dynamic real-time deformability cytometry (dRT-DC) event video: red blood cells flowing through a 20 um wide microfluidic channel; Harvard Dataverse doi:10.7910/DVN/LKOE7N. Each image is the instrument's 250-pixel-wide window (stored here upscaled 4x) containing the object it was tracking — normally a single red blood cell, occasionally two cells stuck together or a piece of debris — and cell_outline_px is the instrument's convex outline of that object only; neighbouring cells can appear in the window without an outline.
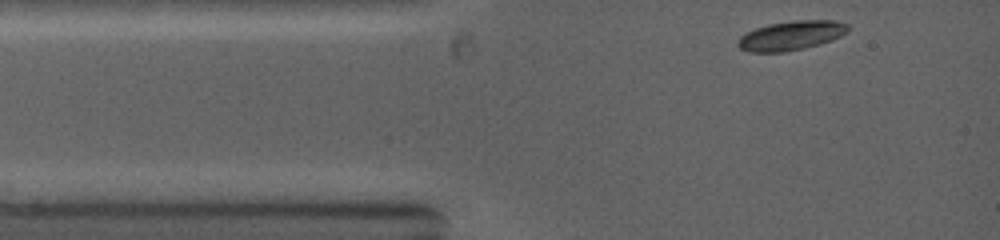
{"species": "common noctule bat (a hibernating species)", "species_latin": "Nyctalus noctula", "temperature_condition": "warm", "stored_images_in_passage": 5, "camera_frame_rate_fps": 5000, "um_per_image_px": 0.085, "animal": {"sex": "female", "body_mass_g": 19.0, "forearm_length_mm": 53.3}, "frame": {"image": 1, "passage_image": 1, "time_ms": 0.0, "image_size_px": [1000, 240], "cell_outline_px": [[848, 32], [832, 40], [820, 44], [804, 48], [784, 52], [748, 52], [740, 48], [736, 44], [736, 40], [744, 32], [768, 24], [792, 20], [836, 20], [848, 24]], "centroid_in_image_um": [67.22, 3.02], "position_along_channel_um": 17.8, "area_um2": 19.07}}
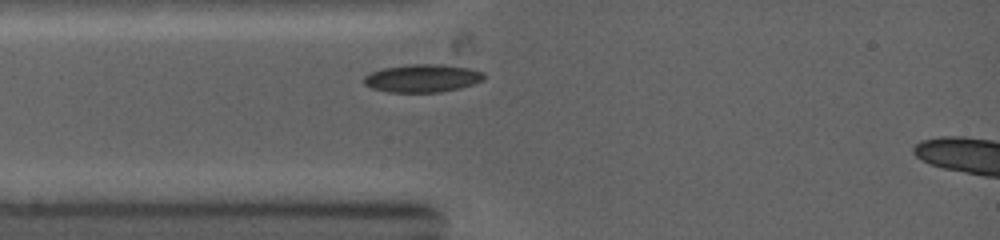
{"frame": {"image": 2, "passage_image": 4, "time_ms": 1.4, "image_size_px": [1000, 240], "cell_outline_px": [[484, 80], [460, 88], [440, 92], [388, 92], [372, 88], [364, 84], [364, 76], [372, 72], [384, 68], [412, 64], [440, 64], [468, 68], [484, 72]], "centroid_in_image_um": [35.91, 6.65], "position_along_channel_um": 49.1, "area_um2": 19.42}}